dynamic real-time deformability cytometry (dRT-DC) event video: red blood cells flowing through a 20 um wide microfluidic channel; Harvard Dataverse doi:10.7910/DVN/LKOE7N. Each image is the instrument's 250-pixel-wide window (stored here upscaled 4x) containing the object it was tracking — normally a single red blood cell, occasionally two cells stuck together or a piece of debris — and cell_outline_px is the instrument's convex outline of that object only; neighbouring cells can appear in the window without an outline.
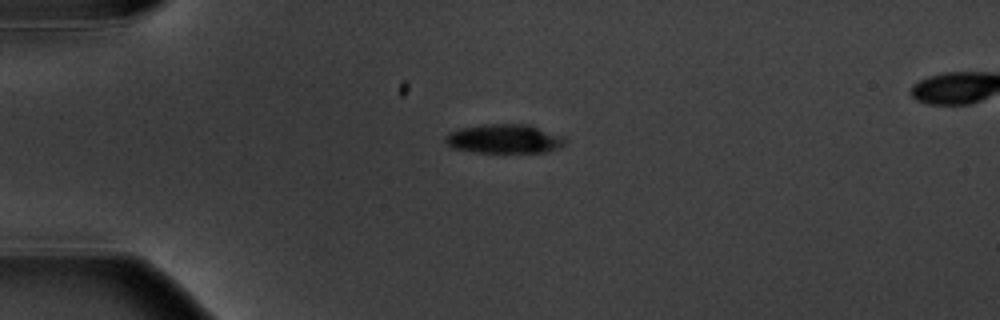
{"species": "common noctule bat (a hibernating species)", "species_latin": "Nyctalus noctula", "temperature_condition": "warm", "stored_images_in_passage": 3, "segment_of_instrument_passage": [1, 2], "camera_frame_rate_fps": 3000, "um_per_image_px": 0.085, "animal": {"sex": "male", "body_mass_g": 20.1, "forearm_length_mm": 53.5}, "frame": {"image": 1, "passage_image": 1, "time_ms": 0.0, "image_size_px": [1000, 320], "cell_outline_px": [[568, 140], [564, 144], [556, 148], [544, 152], [476, 152], [452, 148], [444, 140], [444, 136], [448, 132], [460, 128], [480, 124], [532, 124], [564, 136]], "centroid_in_image_um": [42.87, 11.78], "position_along_channel_um": 42.1, "area_um2": 20.58}}